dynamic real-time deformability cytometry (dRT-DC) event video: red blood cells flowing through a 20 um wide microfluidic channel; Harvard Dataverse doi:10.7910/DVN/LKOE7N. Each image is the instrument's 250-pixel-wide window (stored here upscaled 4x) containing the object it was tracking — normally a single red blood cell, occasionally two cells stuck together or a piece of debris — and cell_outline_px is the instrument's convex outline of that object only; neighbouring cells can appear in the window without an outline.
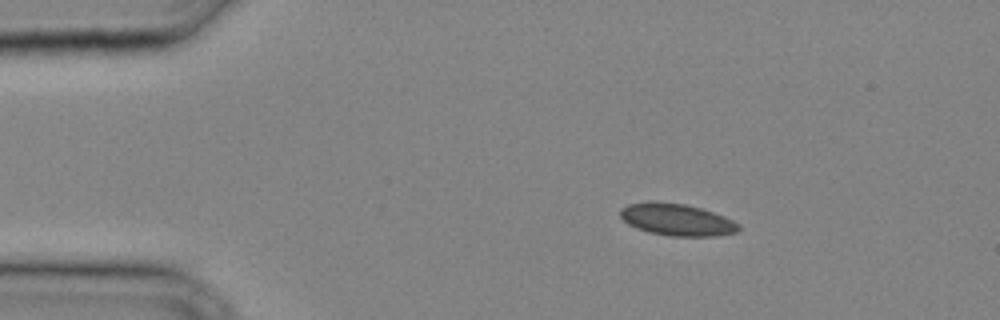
{"species": "common noctule bat (a hibernating species)", "species_latin": "Nyctalus noctula", "temperature_condition": "cold", "stored_images_in_passage": 32, "camera_frame_rate_fps": 3000, "um_per_image_px": 0.085, "animal": {"sex": "male", "body_mass_g": 20.4}, "frame": {"image": 1, "passage_image": 5, "time_ms": 1.333, "image_size_px": [1000, 320], "cell_outline_px": [[740, 228], [736, 232], [716, 236], [672, 236], [648, 232], [636, 228], [628, 224], [620, 216], [620, 208], [628, 204], [648, 200], [684, 204], [700, 208], [724, 216], [740, 224]], "centroid_in_image_um": [57.5, 18.66], "position_along_channel_um": 27.5, "area_um2": 22.14}}
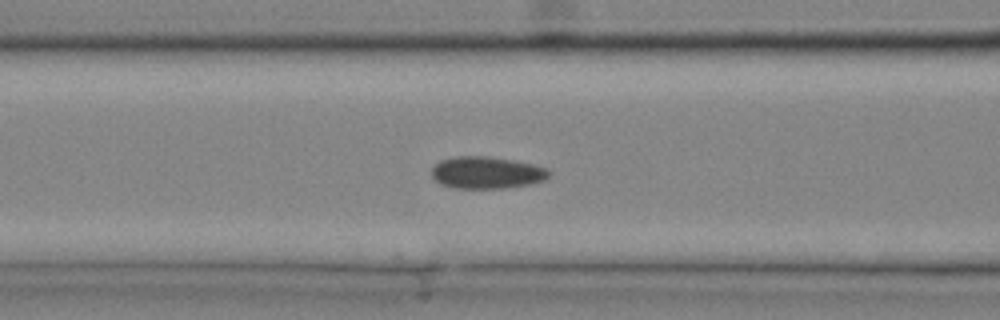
{"frame": {"image": 2, "passage_image": 13, "time_ms": 4.0, "image_size_px": [1000, 320], "cell_outline_px": [[552, 172], [544, 180], [528, 184], [504, 188], [456, 188], [440, 184], [432, 176], [432, 164], [440, 160], [452, 156], [488, 156], [512, 160], [532, 164], [548, 168]], "centroid_in_image_um": [41.33, 14.66], "position_along_channel_um": 125.3, "area_um2": 22.02}}
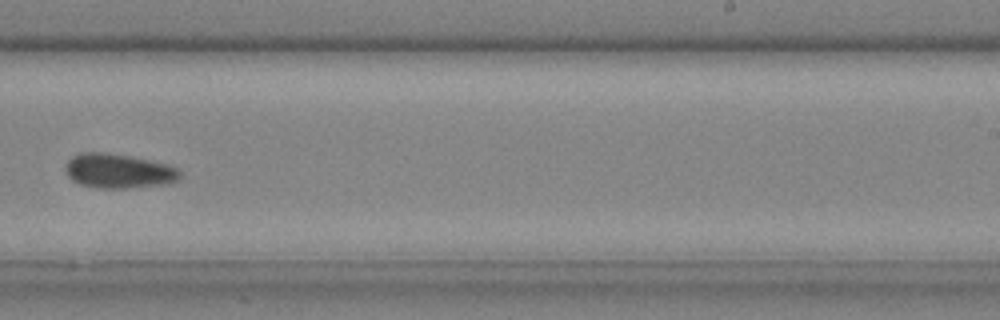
{"frame": {"image": 3, "passage_image": 21, "time_ms": 6.667, "image_size_px": [1000, 320], "cell_outline_px": [[180, 180], [172, 184], [128, 188], [96, 188], [80, 184], [72, 180], [68, 176], [64, 168], [68, 160], [72, 156], [80, 152], [108, 152], [132, 156], [168, 164], [180, 168]], "centroid_in_image_um": [10.12, 14.53], "position_along_channel_um": 278.9, "area_um2": 23.58}}